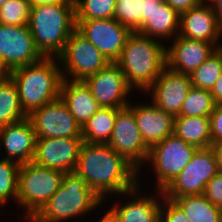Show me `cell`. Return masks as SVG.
<instances>
[{
  "mask_svg": "<svg viewBox=\"0 0 222 222\" xmlns=\"http://www.w3.org/2000/svg\"><path fill=\"white\" fill-rule=\"evenodd\" d=\"M63 1L65 0H28V2L31 4L32 7L36 5L53 4V3L63 2Z\"/></svg>",
  "mask_w": 222,
  "mask_h": 222,
  "instance_id": "43",
  "label": "cell"
},
{
  "mask_svg": "<svg viewBox=\"0 0 222 222\" xmlns=\"http://www.w3.org/2000/svg\"><path fill=\"white\" fill-rule=\"evenodd\" d=\"M178 35L213 43L217 48L222 47V31L218 28L214 12L206 0L180 14Z\"/></svg>",
  "mask_w": 222,
  "mask_h": 222,
  "instance_id": "20",
  "label": "cell"
},
{
  "mask_svg": "<svg viewBox=\"0 0 222 222\" xmlns=\"http://www.w3.org/2000/svg\"><path fill=\"white\" fill-rule=\"evenodd\" d=\"M9 77L16 85L27 116L60 97L63 78L58 58L43 57L38 62L11 70Z\"/></svg>",
  "mask_w": 222,
  "mask_h": 222,
  "instance_id": "4",
  "label": "cell"
},
{
  "mask_svg": "<svg viewBox=\"0 0 222 222\" xmlns=\"http://www.w3.org/2000/svg\"><path fill=\"white\" fill-rule=\"evenodd\" d=\"M215 101L210 90L192 87L180 110L181 116L210 117L215 108Z\"/></svg>",
  "mask_w": 222,
  "mask_h": 222,
  "instance_id": "29",
  "label": "cell"
},
{
  "mask_svg": "<svg viewBox=\"0 0 222 222\" xmlns=\"http://www.w3.org/2000/svg\"><path fill=\"white\" fill-rule=\"evenodd\" d=\"M222 73V47L208 57L191 75L192 87L211 90Z\"/></svg>",
  "mask_w": 222,
  "mask_h": 222,
  "instance_id": "28",
  "label": "cell"
},
{
  "mask_svg": "<svg viewBox=\"0 0 222 222\" xmlns=\"http://www.w3.org/2000/svg\"><path fill=\"white\" fill-rule=\"evenodd\" d=\"M82 138H42L36 139L35 164L57 169L64 173L76 169Z\"/></svg>",
  "mask_w": 222,
  "mask_h": 222,
  "instance_id": "17",
  "label": "cell"
},
{
  "mask_svg": "<svg viewBox=\"0 0 222 222\" xmlns=\"http://www.w3.org/2000/svg\"><path fill=\"white\" fill-rule=\"evenodd\" d=\"M28 119L33 125L36 139L82 138V127L60 97L34 110Z\"/></svg>",
  "mask_w": 222,
  "mask_h": 222,
  "instance_id": "12",
  "label": "cell"
},
{
  "mask_svg": "<svg viewBox=\"0 0 222 222\" xmlns=\"http://www.w3.org/2000/svg\"><path fill=\"white\" fill-rule=\"evenodd\" d=\"M141 177L139 176V184L134 189L115 195L114 198H108L109 201L113 199L111 200L113 203L108 209L119 222H156L160 219V207L164 196L163 191L155 190L151 193L149 190V194L144 192L142 190L144 184L143 179L141 182ZM115 197L120 200H117Z\"/></svg>",
  "mask_w": 222,
  "mask_h": 222,
  "instance_id": "11",
  "label": "cell"
},
{
  "mask_svg": "<svg viewBox=\"0 0 222 222\" xmlns=\"http://www.w3.org/2000/svg\"><path fill=\"white\" fill-rule=\"evenodd\" d=\"M75 20L113 18L117 0H74Z\"/></svg>",
  "mask_w": 222,
  "mask_h": 222,
  "instance_id": "32",
  "label": "cell"
},
{
  "mask_svg": "<svg viewBox=\"0 0 222 222\" xmlns=\"http://www.w3.org/2000/svg\"><path fill=\"white\" fill-rule=\"evenodd\" d=\"M209 121L212 144L222 142V102L215 105Z\"/></svg>",
  "mask_w": 222,
  "mask_h": 222,
  "instance_id": "36",
  "label": "cell"
},
{
  "mask_svg": "<svg viewBox=\"0 0 222 222\" xmlns=\"http://www.w3.org/2000/svg\"><path fill=\"white\" fill-rule=\"evenodd\" d=\"M60 98L81 127L101 108L83 80L63 79Z\"/></svg>",
  "mask_w": 222,
  "mask_h": 222,
  "instance_id": "22",
  "label": "cell"
},
{
  "mask_svg": "<svg viewBox=\"0 0 222 222\" xmlns=\"http://www.w3.org/2000/svg\"><path fill=\"white\" fill-rule=\"evenodd\" d=\"M192 88L190 75L172 71L167 66L154 83L143 93L156 107L172 114L180 115L183 102Z\"/></svg>",
  "mask_w": 222,
  "mask_h": 222,
  "instance_id": "16",
  "label": "cell"
},
{
  "mask_svg": "<svg viewBox=\"0 0 222 222\" xmlns=\"http://www.w3.org/2000/svg\"><path fill=\"white\" fill-rule=\"evenodd\" d=\"M215 156L218 173L222 174V142L213 143L210 146Z\"/></svg>",
  "mask_w": 222,
  "mask_h": 222,
  "instance_id": "40",
  "label": "cell"
},
{
  "mask_svg": "<svg viewBox=\"0 0 222 222\" xmlns=\"http://www.w3.org/2000/svg\"><path fill=\"white\" fill-rule=\"evenodd\" d=\"M64 172L42 167L34 162L20 164L16 205L22 208L23 217L32 218L59 189Z\"/></svg>",
  "mask_w": 222,
  "mask_h": 222,
  "instance_id": "6",
  "label": "cell"
},
{
  "mask_svg": "<svg viewBox=\"0 0 222 222\" xmlns=\"http://www.w3.org/2000/svg\"><path fill=\"white\" fill-rule=\"evenodd\" d=\"M116 114V108L101 107L82 126L83 142L107 144L114 129Z\"/></svg>",
  "mask_w": 222,
  "mask_h": 222,
  "instance_id": "26",
  "label": "cell"
},
{
  "mask_svg": "<svg viewBox=\"0 0 222 222\" xmlns=\"http://www.w3.org/2000/svg\"><path fill=\"white\" fill-rule=\"evenodd\" d=\"M10 75V71L6 68L0 58V80L8 78Z\"/></svg>",
  "mask_w": 222,
  "mask_h": 222,
  "instance_id": "44",
  "label": "cell"
},
{
  "mask_svg": "<svg viewBox=\"0 0 222 222\" xmlns=\"http://www.w3.org/2000/svg\"><path fill=\"white\" fill-rule=\"evenodd\" d=\"M28 27L43 57L57 58L76 29L74 0L31 7Z\"/></svg>",
  "mask_w": 222,
  "mask_h": 222,
  "instance_id": "3",
  "label": "cell"
},
{
  "mask_svg": "<svg viewBox=\"0 0 222 222\" xmlns=\"http://www.w3.org/2000/svg\"><path fill=\"white\" fill-rule=\"evenodd\" d=\"M197 149L174 133L152 146L144 165V168L150 166L148 169L155 174L152 190L163 191L191 161Z\"/></svg>",
  "mask_w": 222,
  "mask_h": 222,
  "instance_id": "7",
  "label": "cell"
},
{
  "mask_svg": "<svg viewBox=\"0 0 222 222\" xmlns=\"http://www.w3.org/2000/svg\"><path fill=\"white\" fill-rule=\"evenodd\" d=\"M105 211V212H104ZM103 215L96 222H119L115 215L107 208L103 210Z\"/></svg>",
  "mask_w": 222,
  "mask_h": 222,
  "instance_id": "42",
  "label": "cell"
},
{
  "mask_svg": "<svg viewBox=\"0 0 222 222\" xmlns=\"http://www.w3.org/2000/svg\"><path fill=\"white\" fill-rule=\"evenodd\" d=\"M128 85L141 95L154 83L166 67V44L139 32H131L119 59Z\"/></svg>",
  "mask_w": 222,
  "mask_h": 222,
  "instance_id": "2",
  "label": "cell"
},
{
  "mask_svg": "<svg viewBox=\"0 0 222 222\" xmlns=\"http://www.w3.org/2000/svg\"><path fill=\"white\" fill-rule=\"evenodd\" d=\"M76 29L91 42L109 62H116L131 31L114 18L75 20Z\"/></svg>",
  "mask_w": 222,
  "mask_h": 222,
  "instance_id": "14",
  "label": "cell"
},
{
  "mask_svg": "<svg viewBox=\"0 0 222 222\" xmlns=\"http://www.w3.org/2000/svg\"><path fill=\"white\" fill-rule=\"evenodd\" d=\"M210 5L216 17L218 28L222 31V0H206Z\"/></svg>",
  "mask_w": 222,
  "mask_h": 222,
  "instance_id": "38",
  "label": "cell"
},
{
  "mask_svg": "<svg viewBox=\"0 0 222 222\" xmlns=\"http://www.w3.org/2000/svg\"><path fill=\"white\" fill-rule=\"evenodd\" d=\"M28 0H9L0 8L1 22L4 25H28L31 13Z\"/></svg>",
  "mask_w": 222,
  "mask_h": 222,
  "instance_id": "33",
  "label": "cell"
},
{
  "mask_svg": "<svg viewBox=\"0 0 222 222\" xmlns=\"http://www.w3.org/2000/svg\"><path fill=\"white\" fill-rule=\"evenodd\" d=\"M174 134L197 148H208L212 144L210 121L206 116H176Z\"/></svg>",
  "mask_w": 222,
  "mask_h": 222,
  "instance_id": "24",
  "label": "cell"
},
{
  "mask_svg": "<svg viewBox=\"0 0 222 222\" xmlns=\"http://www.w3.org/2000/svg\"><path fill=\"white\" fill-rule=\"evenodd\" d=\"M168 199L174 200L181 207L189 222H222V209L203 194Z\"/></svg>",
  "mask_w": 222,
  "mask_h": 222,
  "instance_id": "25",
  "label": "cell"
},
{
  "mask_svg": "<svg viewBox=\"0 0 222 222\" xmlns=\"http://www.w3.org/2000/svg\"><path fill=\"white\" fill-rule=\"evenodd\" d=\"M203 195L222 209V174L217 173L207 184Z\"/></svg>",
  "mask_w": 222,
  "mask_h": 222,
  "instance_id": "35",
  "label": "cell"
},
{
  "mask_svg": "<svg viewBox=\"0 0 222 222\" xmlns=\"http://www.w3.org/2000/svg\"><path fill=\"white\" fill-rule=\"evenodd\" d=\"M160 220L162 222H189L181 207L174 200L165 196L161 202Z\"/></svg>",
  "mask_w": 222,
  "mask_h": 222,
  "instance_id": "34",
  "label": "cell"
},
{
  "mask_svg": "<svg viewBox=\"0 0 222 222\" xmlns=\"http://www.w3.org/2000/svg\"><path fill=\"white\" fill-rule=\"evenodd\" d=\"M179 14L200 5L204 0H164Z\"/></svg>",
  "mask_w": 222,
  "mask_h": 222,
  "instance_id": "37",
  "label": "cell"
},
{
  "mask_svg": "<svg viewBox=\"0 0 222 222\" xmlns=\"http://www.w3.org/2000/svg\"><path fill=\"white\" fill-rule=\"evenodd\" d=\"M0 58L9 71L43 58L28 25L0 24Z\"/></svg>",
  "mask_w": 222,
  "mask_h": 222,
  "instance_id": "15",
  "label": "cell"
},
{
  "mask_svg": "<svg viewBox=\"0 0 222 222\" xmlns=\"http://www.w3.org/2000/svg\"><path fill=\"white\" fill-rule=\"evenodd\" d=\"M164 0H144V22L149 19L152 11L159 6Z\"/></svg>",
  "mask_w": 222,
  "mask_h": 222,
  "instance_id": "41",
  "label": "cell"
},
{
  "mask_svg": "<svg viewBox=\"0 0 222 222\" xmlns=\"http://www.w3.org/2000/svg\"><path fill=\"white\" fill-rule=\"evenodd\" d=\"M103 200L75 172L64 173L57 192L32 217L35 222H65L85 218L99 208ZM90 213V214H88Z\"/></svg>",
  "mask_w": 222,
  "mask_h": 222,
  "instance_id": "5",
  "label": "cell"
},
{
  "mask_svg": "<svg viewBox=\"0 0 222 222\" xmlns=\"http://www.w3.org/2000/svg\"><path fill=\"white\" fill-rule=\"evenodd\" d=\"M57 58L62 78L69 80H84L110 63L77 29L69 36Z\"/></svg>",
  "mask_w": 222,
  "mask_h": 222,
  "instance_id": "8",
  "label": "cell"
},
{
  "mask_svg": "<svg viewBox=\"0 0 222 222\" xmlns=\"http://www.w3.org/2000/svg\"><path fill=\"white\" fill-rule=\"evenodd\" d=\"M75 172L105 201L139 184V171L108 144L83 142Z\"/></svg>",
  "mask_w": 222,
  "mask_h": 222,
  "instance_id": "1",
  "label": "cell"
},
{
  "mask_svg": "<svg viewBox=\"0 0 222 222\" xmlns=\"http://www.w3.org/2000/svg\"><path fill=\"white\" fill-rule=\"evenodd\" d=\"M28 116L24 113L18 91L13 80H0V126L20 122Z\"/></svg>",
  "mask_w": 222,
  "mask_h": 222,
  "instance_id": "27",
  "label": "cell"
},
{
  "mask_svg": "<svg viewBox=\"0 0 222 222\" xmlns=\"http://www.w3.org/2000/svg\"><path fill=\"white\" fill-rule=\"evenodd\" d=\"M35 146L36 135L28 118L14 124L1 126L0 158L3 156L2 159L12 160L19 164L32 162ZM2 151L5 153L2 154Z\"/></svg>",
  "mask_w": 222,
  "mask_h": 222,
  "instance_id": "19",
  "label": "cell"
},
{
  "mask_svg": "<svg viewBox=\"0 0 222 222\" xmlns=\"http://www.w3.org/2000/svg\"><path fill=\"white\" fill-rule=\"evenodd\" d=\"M9 0H0V8Z\"/></svg>",
  "mask_w": 222,
  "mask_h": 222,
  "instance_id": "45",
  "label": "cell"
},
{
  "mask_svg": "<svg viewBox=\"0 0 222 222\" xmlns=\"http://www.w3.org/2000/svg\"><path fill=\"white\" fill-rule=\"evenodd\" d=\"M25 222H35L32 218H26Z\"/></svg>",
  "mask_w": 222,
  "mask_h": 222,
  "instance_id": "46",
  "label": "cell"
},
{
  "mask_svg": "<svg viewBox=\"0 0 222 222\" xmlns=\"http://www.w3.org/2000/svg\"><path fill=\"white\" fill-rule=\"evenodd\" d=\"M107 144L131 163L139 171V176L144 173L142 169L144 170L150 148L143 140L134 111L129 105L117 108L114 129Z\"/></svg>",
  "mask_w": 222,
  "mask_h": 222,
  "instance_id": "9",
  "label": "cell"
},
{
  "mask_svg": "<svg viewBox=\"0 0 222 222\" xmlns=\"http://www.w3.org/2000/svg\"><path fill=\"white\" fill-rule=\"evenodd\" d=\"M210 93L213 96L216 104L222 102V73L220 74L218 80L214 83Z\"/></svg>",
  "mask_w": 222,
  "mask_h": 222,
  "instance_id": "39",
  "label": "cell"
},
{
  "mask_svg": "<svg viewBox=\"0 0 222 222\" xmlns=\"http://www.w3.org/2000/svg\"><path fill=\"white\" fill-rule=\"evenodd\" d=\"M83 81L89 87L100 107L123 108L131 102L130 95L135 96L123 71L115 62H110L106 67Z\"/></svg>",
  "mask_w": 222,
  "mask_h": 222,
  "instance_id": "13",
  "label": "cell"
},
{
  "mask_svg": "<svg viewBox=\"0 0 222 222\" xmlns=\"http://www.w3.org/2000/svg\"><path fill=\"white\" fill-rule=\"evenodd\" d=\"M218 173L211 147L198 148L191 161L163 190L166 198L203 194L206 184Z\"/></svg>",
  "mask_w": 222,
  "mask_h": 222,
  "instance_id": "10",
  "label": "cell"
},
{
  "mask_svg": "<svg viewBox=\"0 0 222 222\" xmlns=\"http://www.w3.org/2000/svg\"><path fill=\"white\" fill-rule=\"evenodd\" d=\"M113 18L136 32L144 23V0H117Z\"/></svg>",
  "mask_w": 222,
  "mask_h": 222,
  "instance_id": "30",
  "label": "cell"
},
{
  "mask_svg": "<svg viewBox=\"0 0 222 222\" xmlns=\"http://www.w3.org/2000/svg\"><path fill=\"white\" fill-rule=\"evenodd\" d=\"M179 27L180 14L163 1L154 8L149 19L141 25L137 32L164 44L167 42V45L178 35Z\"/></svg>",
  "mask_w": 222,
  "mask_h": 222,
  "instance_id": "23",
  "label": "cell"
},
{
  "mask_svg": "<svg viewBox=\"0 0 222 222\" xmlns=\"http://www.w3.org/2000/svg\"><path fill=\"white\" fill-rule=\"evenodd\" d=\"M19 167L15 161L0 158V210L10 199L16 205Z\"/></svg>",
  "mask_w": 222,
  "mask_h": 222,
  "instance_id": "31",
  "label": "cell"
},
{
  "mask_svg": "<svg viewBox=\"0 0 222 222\" xmlns=\"http://www.w3.org/2000/svg\"><path fill=\"white\" fill-rule=\"evenodd\" d=\"M132 103L129 106L134 111L136 124L149 148L174 133L175 117L172 114L166 113L150 101Z\"/></svg>",
  "mask_w": 222,
  "mask_h": 222,
  "instance_id": "21",
  "label": "cell"
},
{
  "mask_svg": "<svg viewBox=\"0 0 222 222\" xmlns=\"http://www.w3.org/2000/svg\"><path fill=\"white\" fill-rule=\"evenodd\" d=\"M217 49L213 43L177 35L169 46L166 45V66L172 71L191 75Z\"/></svg>",
  "mask_w": 222,
  "mask_h": 222,
  "instance_id": "18",
  "label": "cell"
}]
</instances>
